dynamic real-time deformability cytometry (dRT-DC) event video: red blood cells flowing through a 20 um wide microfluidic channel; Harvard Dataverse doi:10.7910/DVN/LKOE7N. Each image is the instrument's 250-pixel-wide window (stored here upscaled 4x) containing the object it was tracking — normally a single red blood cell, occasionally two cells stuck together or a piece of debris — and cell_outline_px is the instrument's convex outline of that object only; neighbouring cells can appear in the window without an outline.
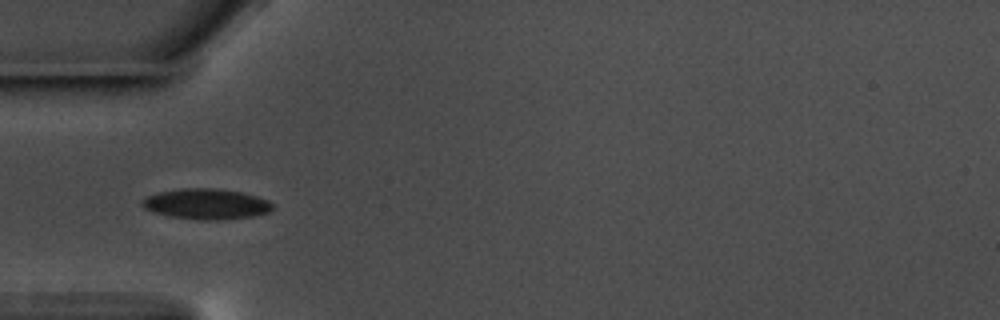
{"species": "common noctule bat (a hibernating species)", "species_latin": "Nyctalus noctula", "temperature_condition": "warm", "stored_images_in_passage": 40, "camera_frame_rate_fps": 3000, "um_per_image_px": 0.085, "animal": {"sex": "male", "body_mass_g": 17.5, "forearm_length_mm": 52.3}, "frame": {"image": 1, "passage_image": 1, "time_ms": 0.0, "image_size_px": [1000, 320], "cell_outline_px": [[272, 208], [268, 212], [252, 216], [224, 220], [200, 220], [168, 216], [152, 212], [144, 208], [140, 204], [140, 200], [148, 196], [160, 192], [184, 188], [216, 188], [240, 192], [256, 196], [268, 200], [272, 204]], "centroid_in_image_um": [17.5, 17.35], "position_along_channel_um": 67.5, "area_um2": 23.24}}
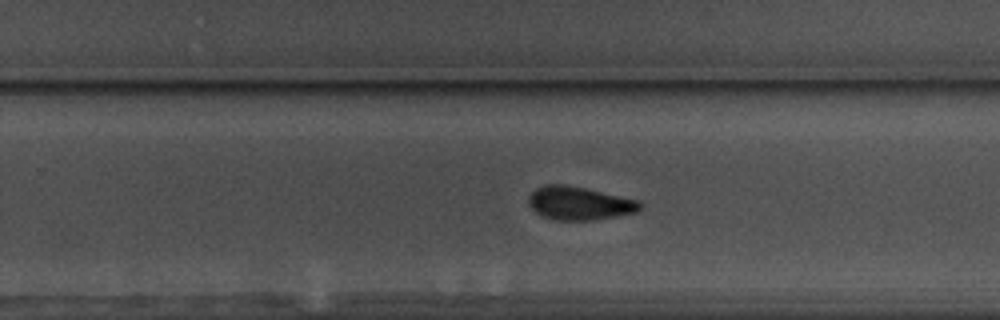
{"frame": {"image": 2, "passage_image": 19, "time_ms": 6.0, "image_size_px": [1000, 320], "cell_outline_px": [[640, 208], [636, 212], [616, 216], [592, 220], [556, 220], [540, 216], [528, 204], [528, 196], [536, 188], [544, 184], [568, 184], [640, 200]], "centroid_in_image_um": [49.2, 17.26], "position_along_channel_um": 280.6, "area_um2": 21.79}}
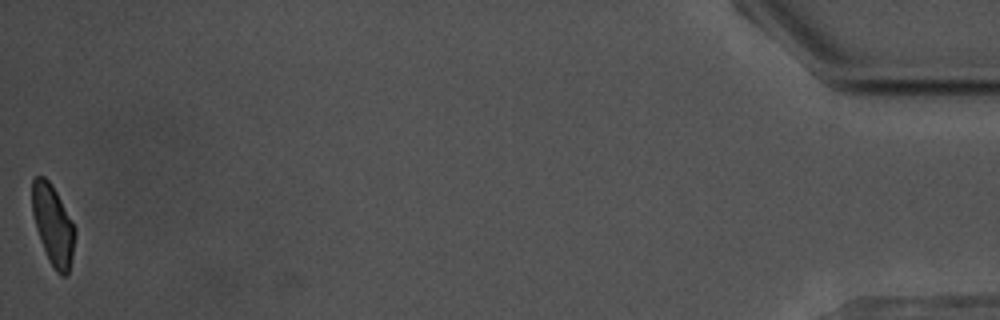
{"frame": {"image": 3, "passage_image": 40, "time_ms": 13.0, "image_size_px": [1000, 320], "cell_outline_px": [[76, 232], [72, 256], [68, 272], [64, 276], [60, 276], [56, 272], [48, 260], [36, 228], [32, 212], [32, 180], [36, 176], [44, 176], [52, 184], [76, 228]], "centroid_in_image_um": [4.5, 19.12], "position_along_channel_um": 430.7, "area_um2": 19.94}, "authors_computed_cell_mechanics": {"area_um2": 21.8773, "velocity_mm_per_s": 3.5686, "shape_relaxation_time_tau1_ms": 4.4888, "shape_relaxation_time_tau2_ms": 4.0081, "deformation_change_tau1": 0.1156, "deformation_change_tau2": 0.0762}}